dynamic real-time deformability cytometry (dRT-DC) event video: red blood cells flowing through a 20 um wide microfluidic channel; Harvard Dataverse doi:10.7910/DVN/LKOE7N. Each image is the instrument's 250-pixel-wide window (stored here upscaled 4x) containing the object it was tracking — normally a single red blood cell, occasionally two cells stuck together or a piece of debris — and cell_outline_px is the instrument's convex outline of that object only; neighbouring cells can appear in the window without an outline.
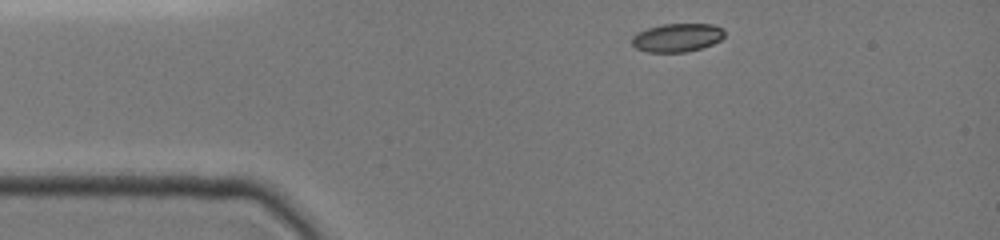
{"species": "common noctule bat (a hibernating species)", "species_latin": "Nyctalus noctula", "temperature_condition": "cold", "stored_images_in_passage": 35, "camera_frame_rate_fps": 3000, "um_per_image_px": 0.085, "animal": {"sex": "female", "body_mass_g": 19.0, "forearm_length_mm": 51.5}, "frame": {"image": 1, "passage_image": 1, "time_ms": 0.0, "image_size_px": [1000, 240], "cell_outline_px": [[724, 36], [720, 40], [712, 44], [700, 48], [684, 52], [648, 52], [636, 48], [632, 44], [632, 36], [636, 32], [648, 28], [664, 24], [712, 24], [724, 28]], "centroid_in_image_um": [57.55, 3.19], "position_along_channel_um": 27.4, "area_um2": 15.32}}
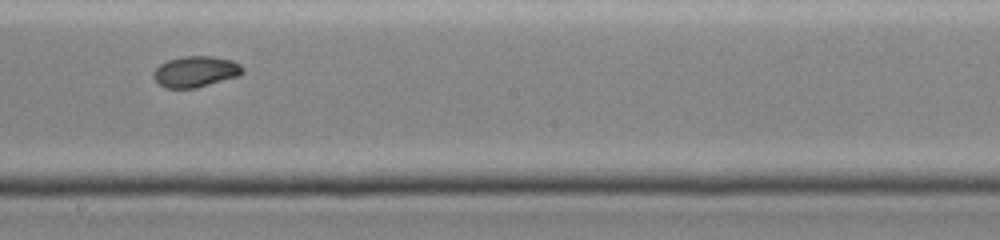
{"frame": {"image": 2, "passage_image": 20, "time_ms": 6.333, "image_size_px": [1000, 240], "cell_outline_px": [[244, 72], [236, 76], [196, 88], [168, 88], [160, 84], [152, 76], [156, 68], [160, 64], [168, 60], [184, 56], [212, 56], [232, 60], [240, 64], [244, 68]], "centroid_in_image_um": [16.63, 6.07], "position_along_channel_um": 231.6, "area_um2": 15.9}}
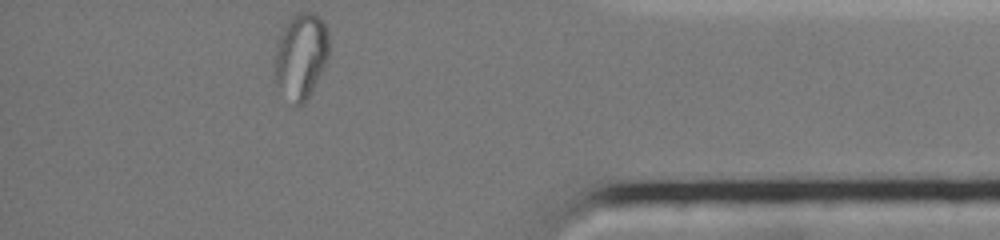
{"frame": {"image": 3, "passage_image": 35, "time_ms": 11.333, "image_size_px": [1000, 240], "cell_outline_px": [[328, 60], [304, 104], [296, 104], [276, 84], [272, 72], [272, 60], [276, 40], [288, 20], [296, 12], [312, 12], [324, 24], [328, 32]], "centroid_in_image_um": [25.52, 4.72], "position_along_channel_um": 409.7, "area_um2": 27.34}, "authors_computed_cell_mechanics": {"area_um2": 16.184, "velocity_mm_per_s": 3.9488, "shape_relaxation_time_tau1_ms": null, "shape_relaxation_time_tau2_ms": 2.6113, "deformation_change_tau1": null, "deformation_change_tau2": 0.041}}